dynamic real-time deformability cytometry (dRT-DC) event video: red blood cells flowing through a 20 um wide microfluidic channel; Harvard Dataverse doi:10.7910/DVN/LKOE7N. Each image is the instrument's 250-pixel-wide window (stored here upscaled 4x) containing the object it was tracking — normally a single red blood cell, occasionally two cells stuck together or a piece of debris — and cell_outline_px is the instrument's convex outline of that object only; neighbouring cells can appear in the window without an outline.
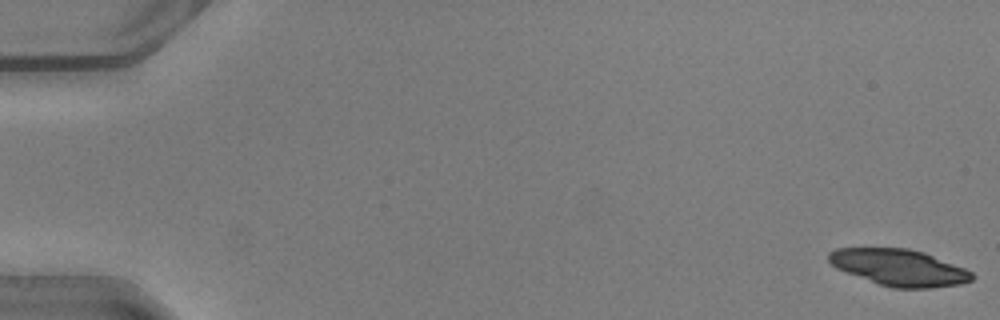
{"species": "common noctule bat (a hibernating species)", "species_latin": "Nyctalus noctula", "temperature_condition": "warm", "stored_images_in_passage": 6, "camera_frame_rate_fps": 3000, "um_per_image_px": 0.085, "animal": {"sex": "male", "body_mass_g": 20.5, "forearm_length_mm": 52.5}, "frame": {"image": 1, "passage_image": 1, "time_ms": 0.0, "image_size_px": [1000, 320], "cell_outline_px": [[976, 276], [972, 280], [960, 284], [928, 288], [892, 288], [880, 284], [836, 268], [828, 260], [828, 252], [836, 248], [908, 248], [924, 252], [964, 268], [972, 272]], "centroid_in_image_um": [76.43, 22.73], "position_along_channel_um": 8.6, "area_um2": 30.29}}